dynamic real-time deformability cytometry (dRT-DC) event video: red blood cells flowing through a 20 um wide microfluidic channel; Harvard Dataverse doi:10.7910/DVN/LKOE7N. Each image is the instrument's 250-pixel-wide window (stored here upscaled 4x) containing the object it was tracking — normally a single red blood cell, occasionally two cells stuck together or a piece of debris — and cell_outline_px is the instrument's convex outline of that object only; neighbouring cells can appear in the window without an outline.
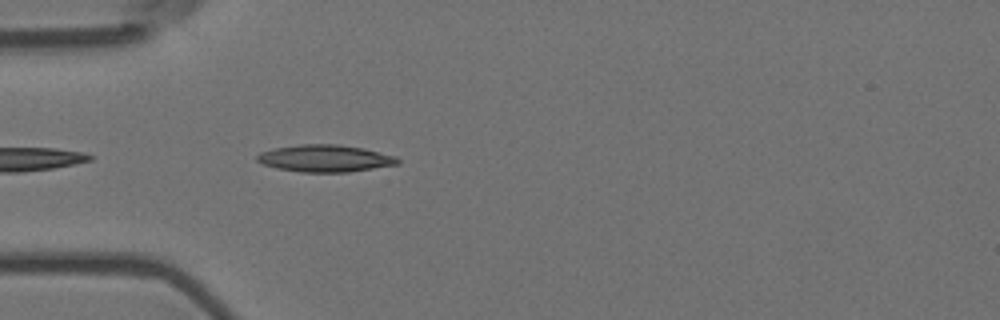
{"species": "Egyptian fruit bat (a non-hibernating species)", "species_latin": "Rousettus aegyptiacus", "temperature_condition": "room temperature", "stored_images_in_passage": 5, "camera_frame_rate_fps": 3000, "um_per_image_px": 0.085, "animal": {"sex": "female"}, "frame": {"image": 1, "passage_image": 2, "time_ms": 0.333, "image_size_px": [1000, 320], "cell_outline_px": [[400, 164], [348, 172], [300, 172], [276, 168], [264, 164], [256, 160], [256, 156], [260, 152], [276, 148], [300, 144], [340, 144], [364, 148], [396, 156], [400, 160]], "centroid_in_image_um": [27.66, 13.46], "position_along_channel_um": 57.3, "area_um2": 22.25}}